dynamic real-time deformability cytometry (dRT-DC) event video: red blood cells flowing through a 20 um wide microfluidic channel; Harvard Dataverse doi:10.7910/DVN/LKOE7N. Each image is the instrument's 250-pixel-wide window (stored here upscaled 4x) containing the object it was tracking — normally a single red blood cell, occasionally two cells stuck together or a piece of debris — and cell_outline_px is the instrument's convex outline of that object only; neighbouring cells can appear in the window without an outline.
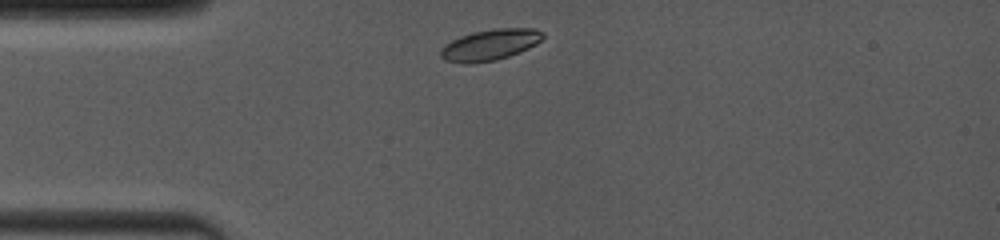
{"species": "common noctule bat (a hibernating species)", "species_latin": "Nyctalus noctula", "temperature_condition": "room temperature", "stored_images_in_passage": 28, "camera_frame_rate_fps": 4000, "um_per_image_px": 0.085, "animal": {"sex": "female", "body_mass_g": 19.0, "forearm_length_mm": 53.3}, "frame": {"image": 1, "passage_image": 1, "time_ms": 0.0, "image_size_px": [1000, 240], "cell_outline_px": [[544, 36], [536, 44], [528, 48], [508, 56], [496, 60], [468, 64], [460, 64], [444, 60], [440, 56], [440, 48], [444, 44], [460, 36], [472, 32], [492, 28], [532, 28], [544, 32]], "centroid_in_image_um": [41.6, 3.81], "position_along_channel_um": 43.4, "area_um2": 18.67}}
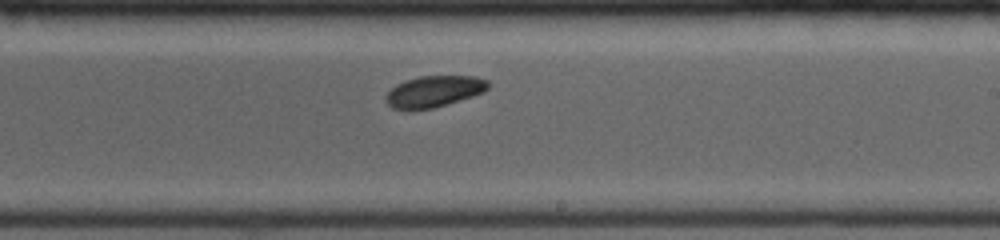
{"frame": {"image": 2, "passage_image": 16, "time_ms": 5.75, "image_size_px": [1000, 240], "cell_outline_px": [[488, 88], [484, 92], [472, 96], [432, 108], [392, 108], [384, 100], [388, 92], [396, 84], [404, 80], [420, 76], [476, 76], [488, 80]], "centroid_in_image_um": [36.9, 7.74], "position_along_channel_um": 252.1, "area_um2": 18.32}}
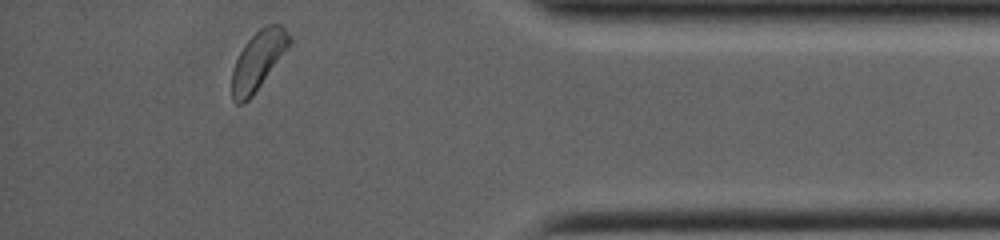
{"frame": {"image": 3, "passage_image": 28, "time_ms": 10.25, "image_size_px": [1000, 240], "cell_outline_px": [[292, 40], [252, 96], [244, 104], [236, 104], [232, 100], [232, 68], [244, 44], [260, 28], [268, 24], [280, 24], [284, 28]], "centroid_in_image_um": [21.89, 5.15], "position_along_channel_um": 413.3, "area_um2": 19.07}, "authors_computed_cell_mechanics": {"area_um2": 18.8717, "velocity_mm_per_s": 4.0142, "shape_relaxation_time_tau1_ms": 1.118, "shape_relaxation_time_tau2_ms": 3.0102, "deformation_change_tau1": 0.0418, "deformation_change_tau2": 0.0562}}